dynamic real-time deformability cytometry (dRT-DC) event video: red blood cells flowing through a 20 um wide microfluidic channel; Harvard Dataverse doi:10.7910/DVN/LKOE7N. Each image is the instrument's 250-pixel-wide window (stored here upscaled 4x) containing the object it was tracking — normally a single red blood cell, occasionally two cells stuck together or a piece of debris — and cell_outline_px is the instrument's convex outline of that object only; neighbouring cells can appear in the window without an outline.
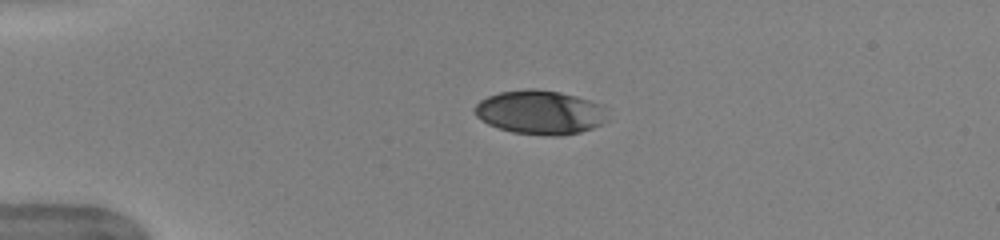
{"species": "human", "species_latin": "Homo sapiens", "temperature_condition": "warm", "stored_images_in_passage": 40, "camera_frame_rate_fps": 3000, "um_per_image_px": 0.085, "donor": {"sex": "female"}, "frame": {"image": 1, "passage_image": 1, "time_ms": 0.0, "image_size_px": [1000, 240], "cell_outline_px": [[608, 120], [592, 128], [580, 132], [560, 136], [544, 136], [512, 132], [488, 124], [480, 120], [476, 116], [472, 108], [480, 100], [488, 96], [500, 92], [532, 88], [560, 92], [576, 96], [600, 104]], "centroid_in_image_um": [45.86, 9.56], "position_along_channel_um": 39.1, "area_um2": 34.04}}
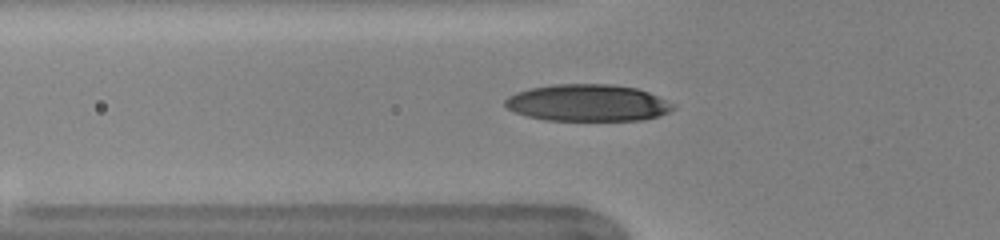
{"frame": {"image": 2, "passage_image": 7, "time_ms": 2.0, "image_size_px": [1000, 240], "cell_outline_px": [[676, 108], [668, 112], [644, 120], [544, 120], [528, 116], [516, 112], [508, 108], [504, 104], [504, 100], [508, 96], [516, 92], [532, 88], [552, 84], [612, 84], [636, 88], [648, 92], [676, 104]], "centroid_in_image_um": [49.97, 8.74], "position_along_channel_um": 75.8, "area_um2": 36.07}, "authors_computed_cell_mechanics": {"area_um2": 36.1539, "velocity_mm_per_s": 3.9878, "shape_relaxation_time_tau1_ms": 4.9487, "shape_relaxation_time_tau2_ms": null, "deformation_change_tau1": 0.1956, "deformation_change_tau2": null}}